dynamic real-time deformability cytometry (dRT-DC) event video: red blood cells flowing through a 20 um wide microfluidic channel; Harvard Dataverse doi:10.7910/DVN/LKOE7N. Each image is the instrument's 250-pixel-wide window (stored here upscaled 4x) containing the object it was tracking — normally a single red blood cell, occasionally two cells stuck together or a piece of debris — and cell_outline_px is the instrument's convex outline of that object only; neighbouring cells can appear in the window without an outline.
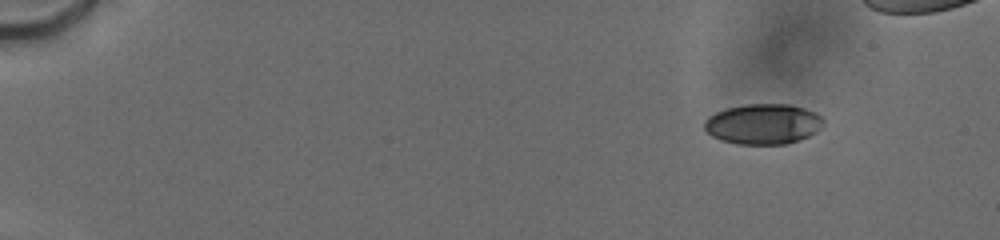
{"species": "human", "species_latin": "Homo sapiens", "temperature_condition": "cold", "stored_images_in_passage": 94, "camera_frame_rate_fps": 3000, "um_per_image_px": 0.085, "donor": {"sex": "male"}, "frame": {"image": 1, "passage_image": 14, "time_ms": 2.333, "image_size_px": [1000, 240], "cell_outline_px": [[824, 124], [816, 132], [808, 136], [788, 144], [736, 144], [720, 140], [712, 136], [704, 128], [704, 120], [708, 116], [716, 112], [728, 108], [748, 104], [792, 104], [804, 108], [820, 116], [824, 120]], "centroid_in_image_um": [64.86, 10.55], "position_along_channel_um": 20.1, "area_um2": 28.03}}
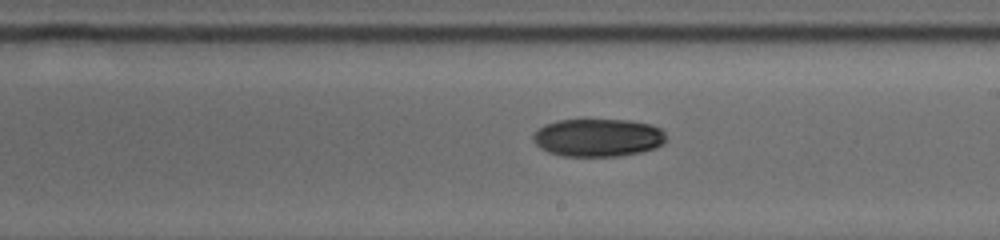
{"frame": {"image": 2, "passage_image": 59, "time_ms": 11.667, "image_size_px": [1000, 240], "cell_outline_px": [[664, 144], [656, 148], [640, 152], [620, 156], [564, 156], [548, 152], [540, 148], [532, 140], [532, 136], [544, 124], [560, 120], [628, 120], [652, 124], [660, 128], [664, 132]], "centroid_in_image_um": [50.83, 11.7], "position_along_channel_um": 238.2, "area_um2": 29.42}}
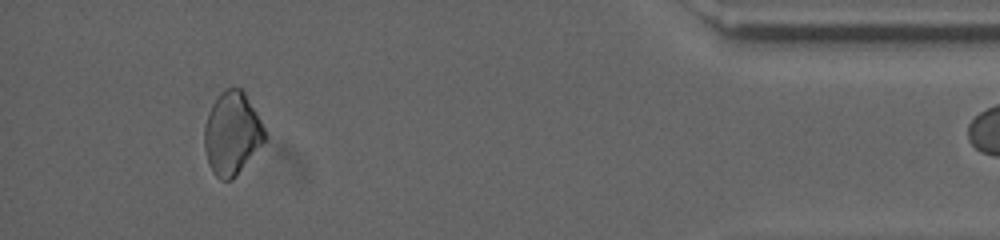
{"frame": {"image": 3, "passage_image": 92, "time_ms": 17.667, "image_size_px": [1000, 240], "cell_outline_px": [[268, 136], [236, 176], [232, 180], [220, 180], [212, 172], [208, 164], [204, 148], [204, 124], [208, 112], [216, 96], [224, 88], [240, 88], [244, 92], [256, 112]], "centroid_in_image_um": [19.69, 11.34], "position_along_channel_um": 415.5, "area_um2": 29.25}}